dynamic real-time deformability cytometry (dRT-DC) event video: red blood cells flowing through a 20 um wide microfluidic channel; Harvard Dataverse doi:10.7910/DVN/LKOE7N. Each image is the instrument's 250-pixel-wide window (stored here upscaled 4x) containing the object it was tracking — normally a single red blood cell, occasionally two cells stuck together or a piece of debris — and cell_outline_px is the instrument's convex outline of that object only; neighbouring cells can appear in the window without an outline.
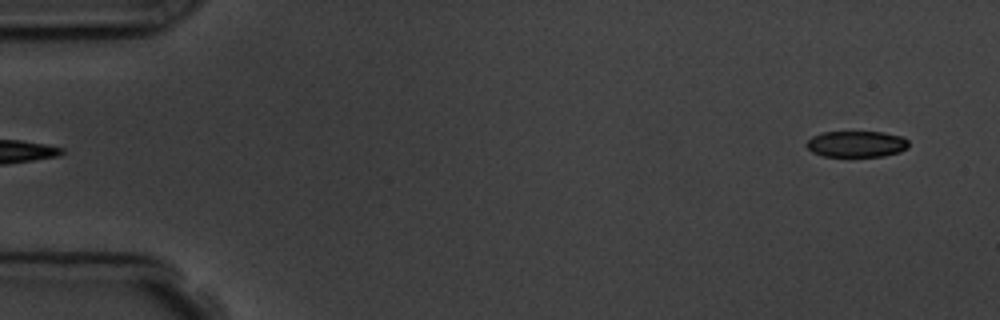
{"species": "common noctule bat (a hibernating species)", "species_latin": "Nyctalus noctula", "temperature_condition": "room temperature", "stored_images_in_passage": 5, "segment_of_instrument_passage": [2, 2], "camera_frame_rate_fps": 3000, "um_per_image_px": 0.085, "animal": {"sex": "male", "body_mass_g": 19.5, "forearm_length_mm": 54.6}, "frame": {"image": 1, "passage_image": 5, "time_ms": 5.333, "image_size_px": [1000, 320], "cell_outline_px": [[908, 148], [900, 152], [884, 156], [824, 156], [812, 152], [804, 144], [812, 136], [820, 132], [884, 132], [904, 136], [908, 140]], "centroid_in_image_um": [72.82, 12.23], "position_along_channel_um": 12.2, "area_um2": 15.78}}